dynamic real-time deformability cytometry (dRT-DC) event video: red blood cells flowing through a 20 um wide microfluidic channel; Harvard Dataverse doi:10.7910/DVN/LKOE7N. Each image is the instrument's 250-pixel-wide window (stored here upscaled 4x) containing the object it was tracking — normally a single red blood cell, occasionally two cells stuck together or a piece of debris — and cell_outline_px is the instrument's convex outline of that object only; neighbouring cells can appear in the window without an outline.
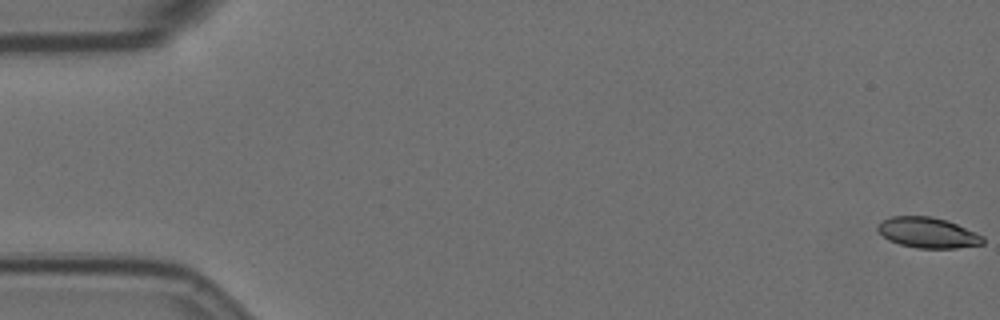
{"species": "Egyptian fruit bat (a non-hibernating species)", "species_latin": "Rousettus aegyptiacus", "temperature_condition": "room temperature", "stored_images_in_passage": 58, "camera_frame_rate_fps": 3000, "um_per_image_px": 0.085, "animal": {"sex": "female"}, "frame": {"image": 1, "passage_image": 1, "time_ms": 0.0, "image_size_px": [1000, 320], "cell_outline_px": [[984, 244], [956, 248], [916, 248], [900, 244], [888, 240], [876, 228], [880, 220], [892, 216], [932, 216], [948, 220], [976, 232], [984, 236]], "centroid_in_image_um": [78.87, 19.77], "position_along_channel_um": 6.1, "area_um2": 18.9}}
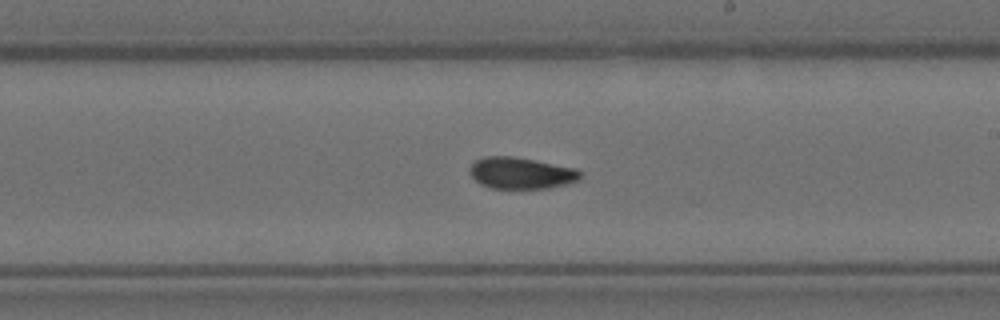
{"frame": {"image": 2, "passage_image": 34, "time_ms": 11.0, "image_size_px": [1000, 320], "cell_outline_px": [[580, 180], [568, 184], [548, 188], [492, 188], [480, 184], [468, 172], [468, 168], [476, 160], [484, 156], [512, 156], [576, 168], [580, 172]], "centroid_in_image_um": [44.28, 14.71], "position_along_channel_um": 244.7, "area_um2": 20.29}}
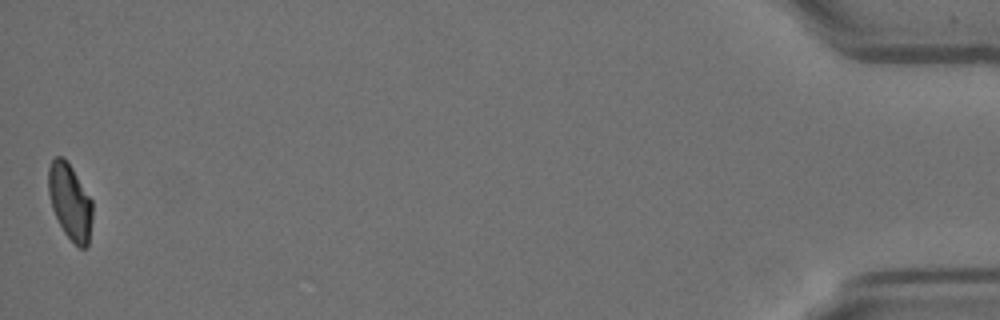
{"frame": {"image": 3, "passage_image": 58, "time_ms": 19.0, "image_size_px": [1000, 320], "cell_outline_px": [[92, 216], [88, 244], [84, 248], [80, 248], [64, 232], [52, 208], [48, 192], [48, 168], [52, 160], [56, 156], [60, 156], [72, 168], [92, 200]], "centroid_in_image_um": [5.94, 17.14], "position_along_channel_um": 429.3, "area_um2": 19.07}, "authors_computed_cell_mechanics": {"area_um2": 20.0855, "velocity_mm_per_s": 3.527, "shape_relaxation_time_tau1_ms": 11.0065, "shape_relaxation_time_tau2_ms": 4.8872, "deformation_change_tau1": 0.2267, "deformation_change_tau2": 0.0861}}